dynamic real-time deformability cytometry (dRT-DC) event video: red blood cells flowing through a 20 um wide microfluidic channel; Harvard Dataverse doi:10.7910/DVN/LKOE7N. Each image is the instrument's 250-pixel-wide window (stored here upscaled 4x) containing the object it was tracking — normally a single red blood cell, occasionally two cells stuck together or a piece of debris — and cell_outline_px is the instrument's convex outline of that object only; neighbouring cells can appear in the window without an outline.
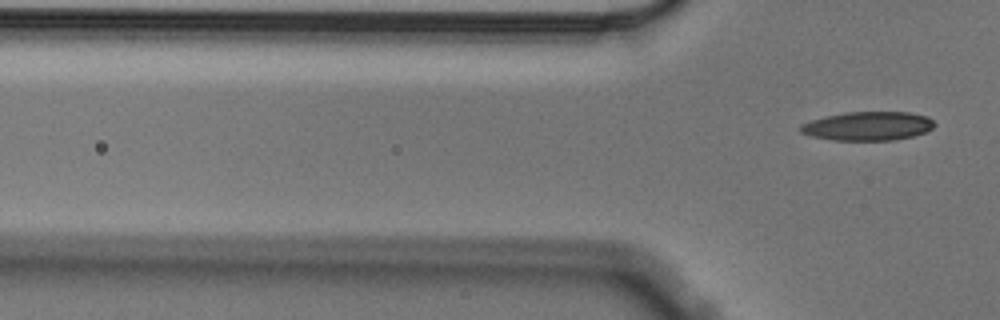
{"species": "Egyptian fruit bat (a non-hibernating species)", "species_latin": "Rousettus aegyptiacus", "temperature_condition": "cold", "stored_images_in_passage": 3, "camera_frame_rate_fps": 3000, "um_per_image_px": 0.085, "animal": {"sex": "male"}, "frame": {"image": 1, "passage_image": 3, "time_ms": 0.667, "image_size_px": [1000, 320], "cell_outline_px": [[932, 128], [924, 132], [912, 136], [896, 140], [832, 140], [812, 136], [800, 132], [800, 124], [824, 116], [844, 112], [908, 112], [928, 116], [932, 120]], "centroid_in_image_um": [73.74, 10.71], "position_along_channel_um": 52.1, "area_um2": 22.43}}